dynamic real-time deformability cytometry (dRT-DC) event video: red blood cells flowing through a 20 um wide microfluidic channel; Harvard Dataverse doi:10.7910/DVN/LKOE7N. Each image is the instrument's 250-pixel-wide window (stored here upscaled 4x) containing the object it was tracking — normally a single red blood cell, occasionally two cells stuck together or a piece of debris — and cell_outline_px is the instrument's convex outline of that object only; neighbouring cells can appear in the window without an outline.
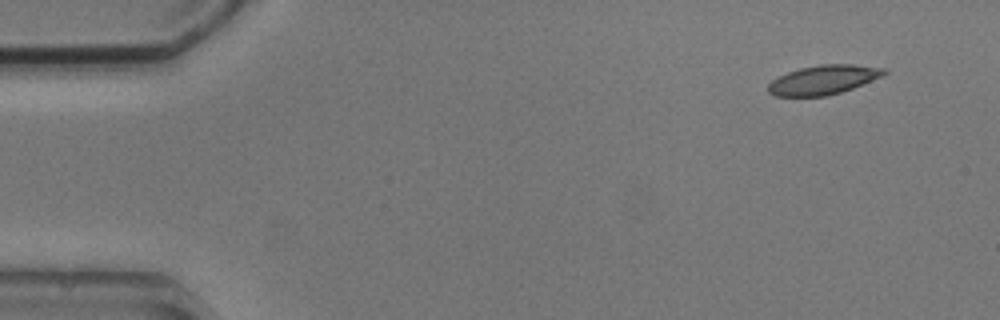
{"species": "common noctule bat (a hibernating species)", "species_latin": "Nyctalus noctula", "temperature_condition": "cold", "stored_images_in_passage": 4, "camera_frame_rate_fps": 3000, "um_per_image_px": 0.085, "animal": {"sex": "male", "body_mass_g": 20.5, "forearm_length_mm": 52.5}, "frame": {"image": 1, "passage_image": 1, "time_ms": 0.0, "image_size_px": [1000, 320], "cell_outline_px": [[888, 72], [884, 76], [852, 88], [840, 92], [824, 96], [776, 96], [768, 92], [768, 84], [776, 76], [800, 68], [820, 64], [852, 64], [888, 68]], "centroid_in_image_um": [70.01, 6.77], "position_along_channel_um": 15.0, "area_um2": 19.88}}
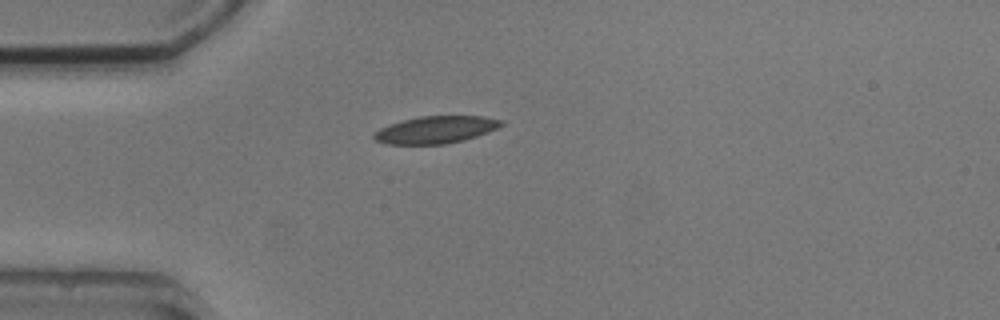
{"frame": {"image": 2, "passage_image": 4, "time_ms": 3.333, "image_size_px": [1000, 320], "cell_outline_px": [[504, 124], [488, 132], [464, 140], [444, 144], [384, 144], [376, 140], [372, 136], [380, 128], [388, 124], [420, 116], [484, 116], [504, 120]], "centroid_in_image_um": [37.05, 11.02], "position_along_channel_um": 48.0, "area_um2": 20.17}}